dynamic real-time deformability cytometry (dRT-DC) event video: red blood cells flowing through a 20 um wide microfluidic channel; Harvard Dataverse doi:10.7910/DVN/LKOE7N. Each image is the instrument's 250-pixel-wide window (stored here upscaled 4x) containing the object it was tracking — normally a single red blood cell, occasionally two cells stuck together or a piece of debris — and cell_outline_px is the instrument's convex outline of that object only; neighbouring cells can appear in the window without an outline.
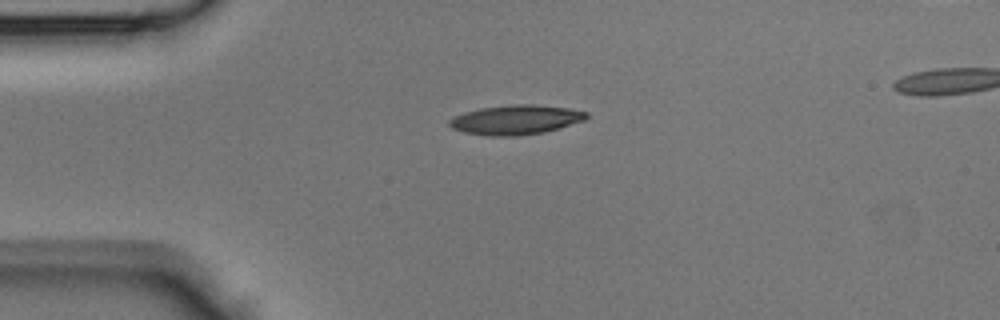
{"species": "Egyptian fruit bat (a non-hibernating species)", "species_latin": "Rousettus aegyptiacus", "temperature_condition": "room temperature", "stored_images_in_passage": 34, "camera_frame_rate_fps": 3000, "um_per_image_px": 0.085, "animal": {"sex": "male"}, "frame": {"image": 1, "passage_image": 1, "time_ms": 0.0, "image_size_px": [1000, 320], "cell_outline_px": [[588, 116], [584, 120], [544, 132], [516, 136], [488, 136], [464, 132], [452, 128], [448, 124], [448, 120], [452, 116], [464, 112], [480, 108], [512, 104], [532, 104], [568, 108], [588, 112]], "centroid_in_image_um": [43.79, 10.18], "position_along_channel_um": 41.2, "area_um2": 23.58}}
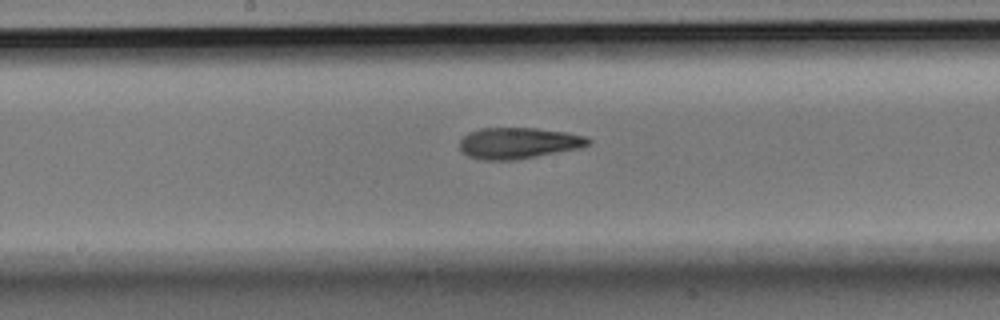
{"frame": {"image": 2, "passage_image": 13, "time_ms": 4.0, "image_size_px": [1000, 320], "cell_outline_px": [[592, 144], [580, 148], [512, 160], [484, 160], [468, 156], [460, 152], [460, 140], [468, 132], [480, 128], [536, 128], [568, 132], [584, 136], [592, 140]], "centroid_in_image_um": [44.06, 12.15], "position_along_channel_um": 204.1, "area_um2": 23.41}}
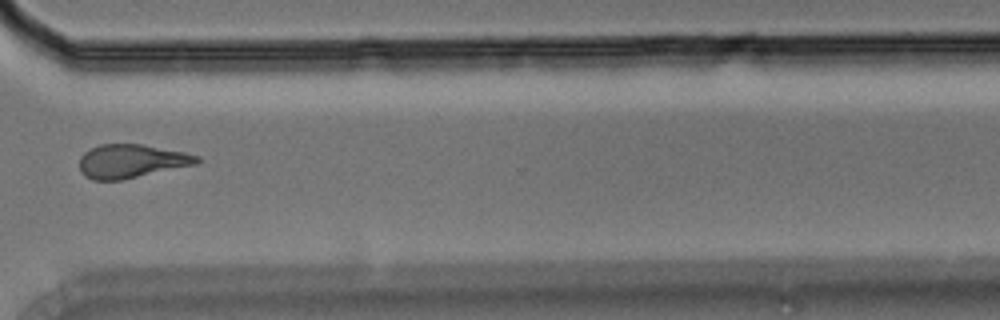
{"frame": {"image": 3, "passage_image": 23, "time_ms": 7.333, "image_size_px": [1000, 320], "cell_outline_px": [[200, 160], [196, 164], [120, 180], [92, 180], [84, 176], [80, 172], [80, 156], [84, 152], [100, 144], [140, 144], [184, 152], [200, 156]], "centroid_in_image_um": [11.13, 13.7], "position_along_channel_um": 359.5, "area_um2": 22.83}}